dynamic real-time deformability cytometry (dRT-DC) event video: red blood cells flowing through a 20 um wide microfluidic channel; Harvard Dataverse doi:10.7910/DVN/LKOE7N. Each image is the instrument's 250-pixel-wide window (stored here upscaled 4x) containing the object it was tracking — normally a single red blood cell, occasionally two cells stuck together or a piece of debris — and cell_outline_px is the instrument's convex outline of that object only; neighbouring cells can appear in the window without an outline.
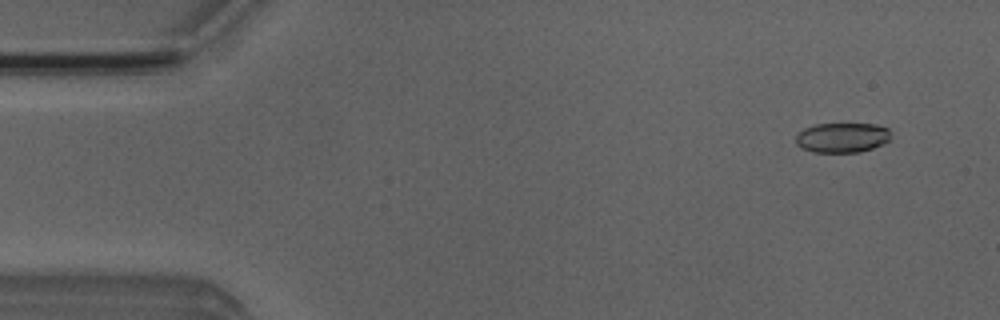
{"species": "Egyptian fruit bat (a non-hibernating species)", "species_latin": "Rousettus aegyptiacus", "temperature_condition": "room temperature", "stored_images_in_passage": 51, "camera_frame_rate_fps": 3000, "um_per_image_px": 0.085, "animal": {"sex": "male"}, "frame": {"image": 1, "passage_image": 4, "time_ms": 1.0, "image_size_px": [1000, 320], "cell_outline_px": [[888, 140], [872, 148], [860, 152], [812, 152], [800, 148], [796, 144], [796, 132], [804, 128], [816, 124], [876, 124], [888, 128]], "centroid_in_image_um": [71.5, 11.69], "position_along_channel_um": 13.5, "area_um2": 16.47}}
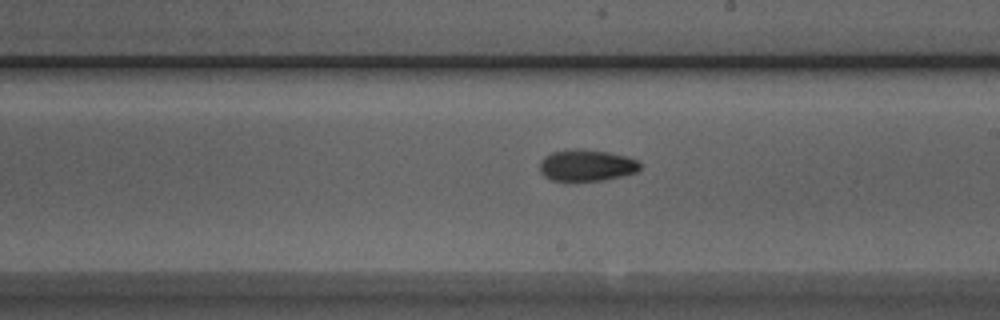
{"frame": {"image": 2, "passage_image": 29, "time_ms": 9.333, "image_size_px": [1000, 320], "cell_outline_px": [[640, 168], [636, 172], [620, 176], [600, 180], [552, 180], [544, 176], [540, 172], [540, 160], [544, 156], [552, 152], [576, 148], [580, 148], [608, 152], [624, 156], [636, 160], [640, 164]], "centroid_in_image_um": [49.81, 14.04], "position_along_channel_um": 239.2, "area_um2": 18.21}}
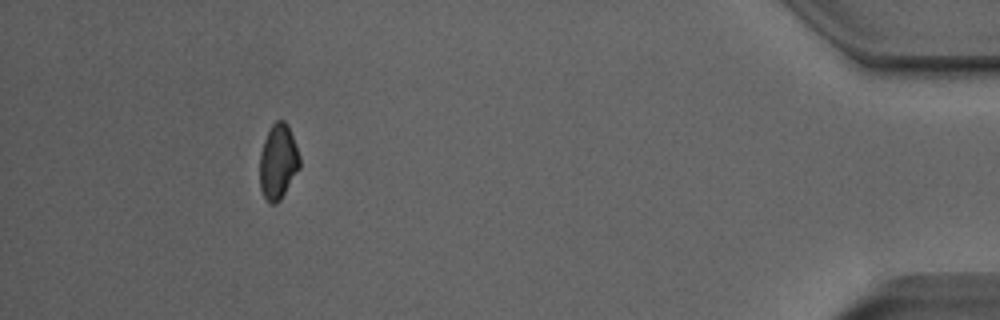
{"frame": {"image": 3, "passage_image": 47, "time_ms": 15.333, "image_size_px": [1000, 320], "cell_outline_px": [[300, 168], [280, 200], [276, 204], [268, 204], [260, 188], [260, 152], [264, 140], [272, 124], [276, 120], [284, 120], [288, 124], [300, 156]], "centroid_in_image_um": [23.64, 13.75], "position_along_channel_um": 411.6, "area_um2": 17.57}, "authors_computed_cell_mechanics": {"area_um2": 17.8602, "velocity_mm_per_s": 3.9946, "shape_relaxation_time_tau1_ms": 3.5523, "shape_relaxation_time_tau2_ms": null, "deformation_change_tau1": 0.1229, "deformation_change_tau2": null}}